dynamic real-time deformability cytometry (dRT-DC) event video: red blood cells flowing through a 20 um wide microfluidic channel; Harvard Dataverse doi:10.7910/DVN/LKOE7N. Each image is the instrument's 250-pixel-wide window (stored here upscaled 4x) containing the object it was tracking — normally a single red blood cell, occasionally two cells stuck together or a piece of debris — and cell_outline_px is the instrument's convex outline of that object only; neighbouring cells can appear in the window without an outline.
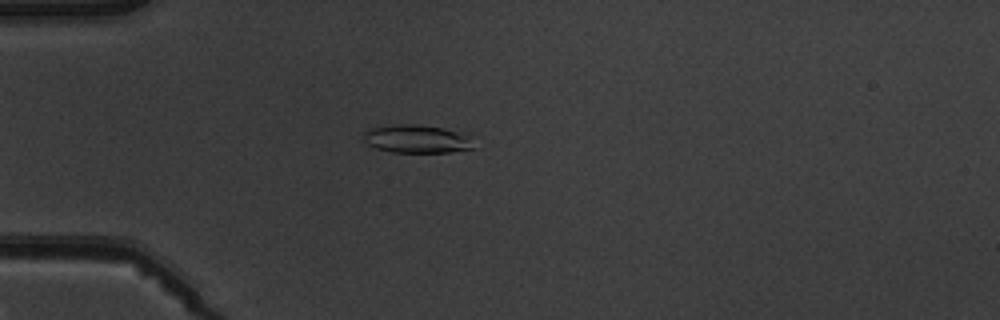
{"species": "common noctule bat (a hibernating species)", "species_latin": "Nyctalus noctula", "temperature_condition": "warm", "stored_images_in_passage": 1, "camera_frame_rate_fps": 3000, "um_per_image_px": 0.085, "animal": {"sex": "male", "body_mass_g": 19.5, "forearm_length_mm": 54.6}, "frame": {"image": 1, "passage_image": 1, "time_ms": 0.0, "image_size_px": [1000, 320], "cell_outline_px": [[476, 148], [448, 152], [392, 152], [376, 148], [368, 144], [364, 140], [364, 132], [368, 128], [396, 124], [420, 124], [472, 132]], "centroid_in_image_um": [35.57, 11.78], "position_along_channel_um": 49.4, "area_um2": 18.84}}